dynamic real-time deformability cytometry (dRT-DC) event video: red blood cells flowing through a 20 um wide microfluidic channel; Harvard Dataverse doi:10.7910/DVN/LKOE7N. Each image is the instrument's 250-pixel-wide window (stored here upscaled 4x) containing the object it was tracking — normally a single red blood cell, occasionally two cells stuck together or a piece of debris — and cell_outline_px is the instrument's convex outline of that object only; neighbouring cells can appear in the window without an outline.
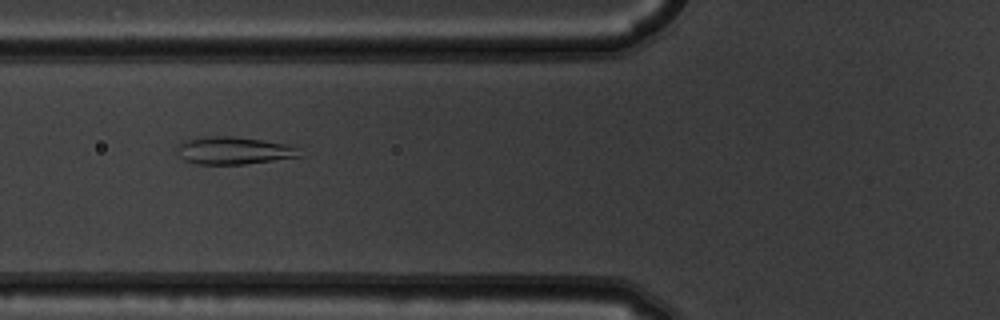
{"species": "common noctule bat (a hibernating species)", "species_latin": "Nyctalus noctula", "temperature_condition": "warm", "stored_images_in_passage": 9, "camera_frame_rate_fps": 3000, "um_per_image_px": 0.085, "animal": {"sex": "male", "body_mass_g": 19.5, "forearm_length_mm": 54.6}, "frame": {"image": 1, "passage_image": 7, "time_ms": 2.0, "image_size_px": [1000, 320], "cell_outline_px": [[304, 156], [244, 164], [196, 164], [184, 160], [180, 156], [176, 148], [184, 140], [208, 136], [232, 136], [260, 140], [284, 144], [296, 148]], "centroid_in_image_um": [19.83, 12.8], "position_along_channel_um": 106.0, "area_um2": 19.42}}